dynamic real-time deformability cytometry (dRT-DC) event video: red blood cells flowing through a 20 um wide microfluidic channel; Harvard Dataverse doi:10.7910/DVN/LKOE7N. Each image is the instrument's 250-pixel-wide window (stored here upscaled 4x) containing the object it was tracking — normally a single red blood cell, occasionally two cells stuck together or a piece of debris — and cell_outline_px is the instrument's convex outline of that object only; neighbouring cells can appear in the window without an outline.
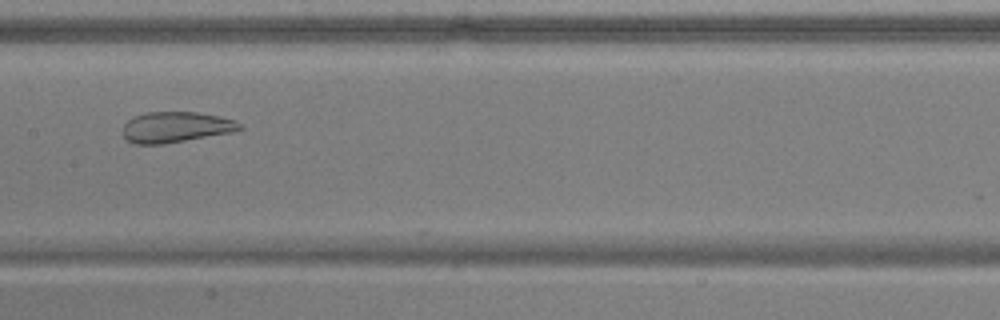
{"species": "common noctule bat (a hibernating species)", "species_latin": "Nyctalus noctula", "temperature_condition": "warm", "stored_images_in_passage": 52, "camera_frame_rate_fps": 3000, "um_per_image_px": 0.085, "animal": {"sex": "male", "body_mass_g": 17.9, "forearm_length_mm": 54.2}, "frame": {"image": 1, "passage_image": 27, "time_ms": 8.667, "image_size_px": [1000, 320], "cell_outline_px": [[244, 128], [232, 132], [164, 144], [136, 144], [128, 140], [124, 136], [124, 124], [128, 120], [136, 116], [148, 112], [196, 112], [236, 120]], "centroid_in_image_um": [14.96, 10.81], "position_along_channel_um": 192.4, "area_um2": 20.63}}
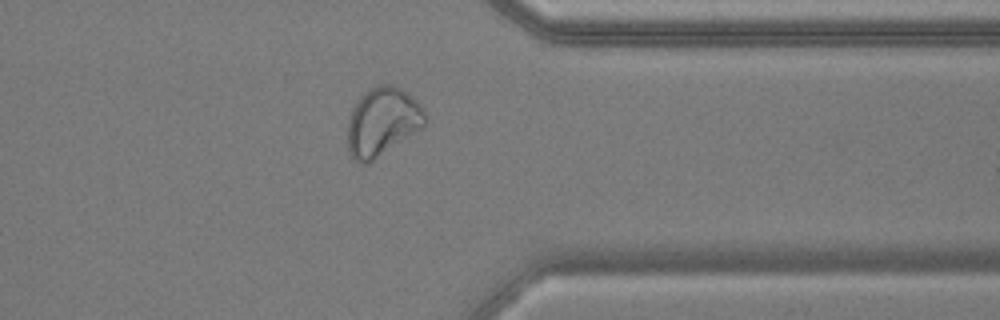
{"frame": {"image": 2, "passage_image": 42, "time_ms": 13.667, "image_size_px": [1000, 320], "cell_outline_px": [[428, 120], [424, 128], [368, 164], [360, 164], [348, 152], [348, 120], [352, 108], [360, 96], [368, 88], [380, 84], [392, 84], [400, 88], [420, 104]], "centroid_in_image_um": [32.51, 10.36], "position_along_channel_um": 378.9, "area_um2": 31.27}}
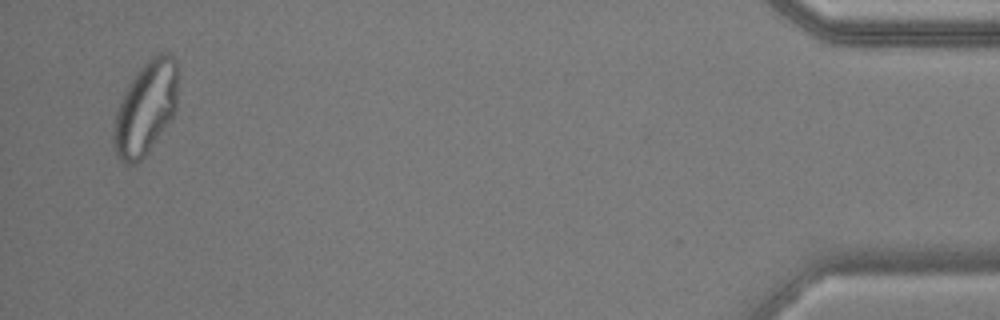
{"frame": {"image": 3, "passage_image": 51, "time_ms": 16.667, "image_size_px": [1000, 320], "cell_outline_px": [[176, 108], [172, 116], [148, 152], [136, 164], [124, 164], [116, 156], [112, 144], [112, 128], [116, 112], [120, 100], [132, 76], [152, 56], [160, 52], [168, 52], [176, 60]], "centroid_in_image_um": [12.33, 9.21], "position_along_channel_um": 422.9, "area_um2": 34.91}}